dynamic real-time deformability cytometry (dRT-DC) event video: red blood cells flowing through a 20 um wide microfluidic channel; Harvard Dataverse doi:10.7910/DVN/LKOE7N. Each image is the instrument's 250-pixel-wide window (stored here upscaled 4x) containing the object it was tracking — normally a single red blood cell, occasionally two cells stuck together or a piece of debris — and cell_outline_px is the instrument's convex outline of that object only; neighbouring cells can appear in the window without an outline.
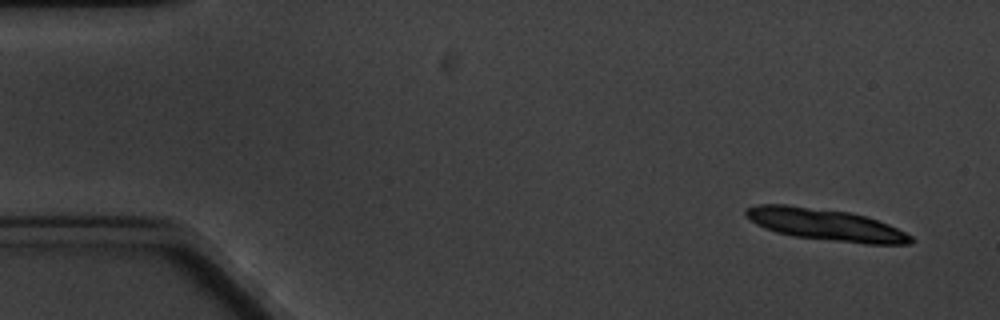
{"species": "common noctule bat (a hibernating species)", "species_latin": "Nyctalus noctula", "temperature_condition": "cold", "stored_images_in_passage": 9, "camera_frame_rate_fps": 3000, "um_per_image_px": 0.085, "animal": {"sex": "male", "body_mass_g": 20.1, "forearm_length_mm": 53.5}, "frame": {"image": 1, "passage_image": 1, "time_ms": 0.0, "image_size_px": [1000, 320], "cell_outline_px": [[916, 240], [912, 244], [864, 244], [792, 236], [776, 232], [764, 228], [756, 224], [744, 216], [744, 208], [760, 204], [788, 204], [848, 212], [864, 216], [888, 224], [912, 236]], "centroid_in_image_um": [70.13, 19.1], "position_along_channel_um": 14.9, "area_um2": 30.69}}